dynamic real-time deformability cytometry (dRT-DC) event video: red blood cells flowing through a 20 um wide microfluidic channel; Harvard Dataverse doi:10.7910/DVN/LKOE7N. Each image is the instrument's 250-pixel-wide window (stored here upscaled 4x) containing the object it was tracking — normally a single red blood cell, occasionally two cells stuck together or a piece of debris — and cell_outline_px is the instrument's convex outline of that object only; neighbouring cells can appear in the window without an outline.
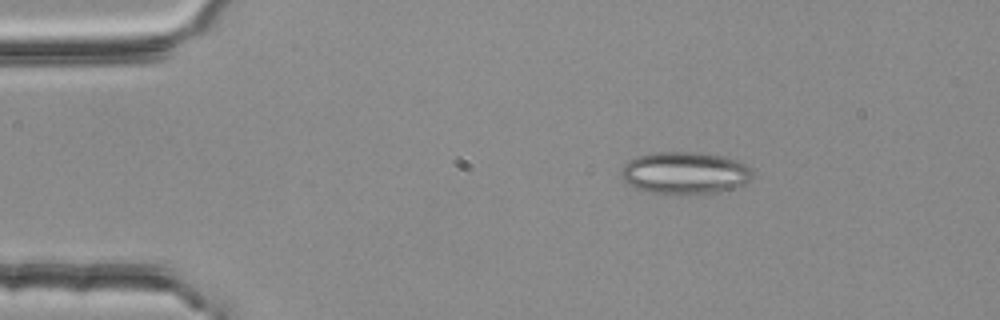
{"species": "common noctule bat (a hibernating species)", "species_latin": "Nyctalus noctula", "temperature_condition": "room temperature", "stored_images_in_passage": 3, "camera_frame_rate_fps": 3000, "um_per_image_px": 0.085, "animal": {"sex": "female", "body_mass_g": 25.1}, "frame": {"image": 1, "passage_image": 2, "time_ms": 0.333, "image_size_px": [1000, 320], "cell_outline_px": [[752, 180], [732, 188], [720, 192], [648, 192], [636, 188], [628, 184], [624, 180], [620, 172], [620, 168], [628, 160], [636, 156], [652, 152], [704, 152], [740, 160], [752, 172]], "centroid_in_image_um": [58.19, 14.65], "position_along_channel_um": 26.8, "area_um2": 32.02}}